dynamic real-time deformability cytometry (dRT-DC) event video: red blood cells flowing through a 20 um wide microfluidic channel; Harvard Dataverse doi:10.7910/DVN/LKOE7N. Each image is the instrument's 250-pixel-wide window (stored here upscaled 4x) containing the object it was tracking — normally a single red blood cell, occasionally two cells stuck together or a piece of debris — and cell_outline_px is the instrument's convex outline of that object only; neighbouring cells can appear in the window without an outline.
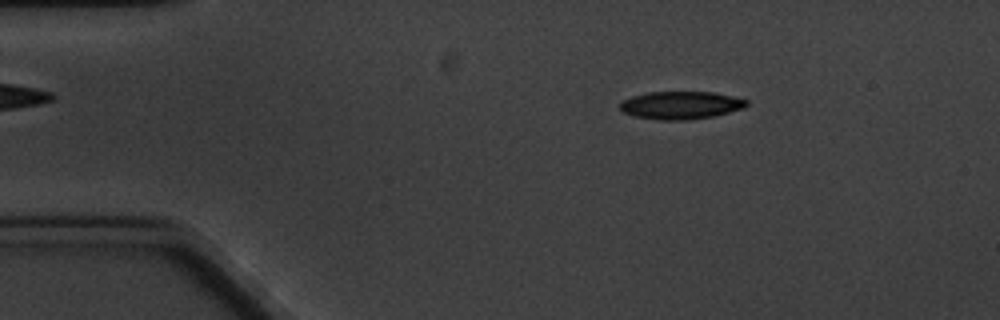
{"species": "common noctule bat (a hibernating species)", "species_latin": "Nyctalus noctula", "temperature_condition": "cold", "stored_images_in_passage": 5, "camera_frame_rate_fps": 3000, "um_per_image_px": 0.085, "animal": {"sex": "male", "body_mass_g": 20.1, "forearm_length_mm": 53.5}, "frame": {"image": 1, "passage_image": 2, "time_ms": 1.0, "image_size_px": [1000, 320], "cell_outline_px": [[748, 104], [744, 108], [712, 116], [688, 120], [660, 120], [632, 116], [624, 112], [620, 108], [620, 104], [624, 100], [632, 96], [648, 92], [712, 92], [732, 96], [748, 100]], "centroid_in_image_um": [57.86, 8.94], "position_along_channel_um": 27.1, "area_um2": 20.4}}
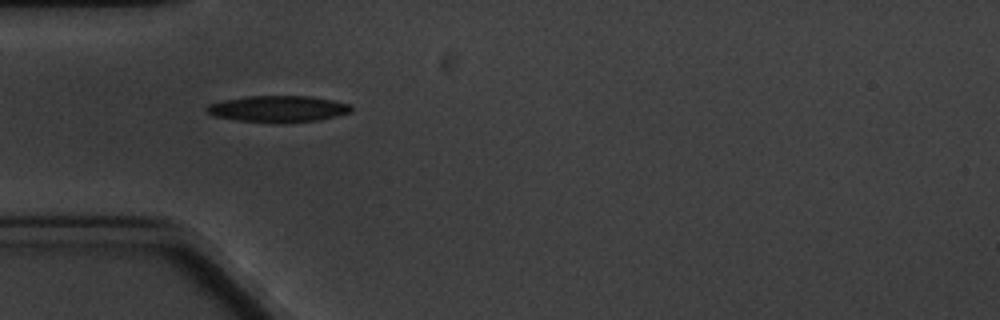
{"frame": {"image": 2, "passage_image": 4, "time_ms": 3.667, "image_size_px": [1000, 320], "cell_outline_px": [[352, 112], [320, 120], [236, 120], [216, 116], [208, 112], [204, 108], [208, 104], [224, 100], [244, 96], [308, 96], [332, 100], [352, 104]], "centroid_in_image_um": [23.66, 9.2], "position_along_channel_um": 61.3, "area_um2": 21.33}}